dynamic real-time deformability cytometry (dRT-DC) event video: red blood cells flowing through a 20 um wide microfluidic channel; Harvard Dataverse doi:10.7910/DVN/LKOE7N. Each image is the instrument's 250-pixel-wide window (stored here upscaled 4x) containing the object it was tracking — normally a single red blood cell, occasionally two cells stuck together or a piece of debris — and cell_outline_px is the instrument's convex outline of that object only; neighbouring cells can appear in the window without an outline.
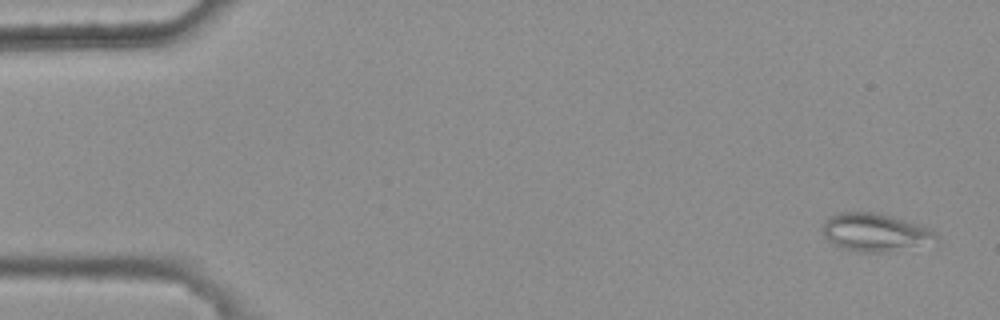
{"species": "common noctule bat (a hibernating species)", "species_latin": "Nyctalus noctula", "temperature_condition": "warm", "stored_images_in_passage": 6, "camera_frame_rate_fps": 3000, "um_per_image_px": 0.085, "animal": {"sex": "female", "body_mass_g": 25.1}, "frame": {"image": 1, "passage_image": 1, "time_ms": 0.0, "image_size_px": [1000, 320], "cell_outline_px": [[940, 236], [936, 240], [888, 252], [860, 252], [844, 248], [832, 244], [824, 236], [820, 228], [828, 216], [840, 212], [872, 212], [892, 216], [928, 228], [936, 232]], "centroid_in_image_um": [74.3, 19.74], "position_along_channel_um": 10.7, "area_um2": 24.85}}